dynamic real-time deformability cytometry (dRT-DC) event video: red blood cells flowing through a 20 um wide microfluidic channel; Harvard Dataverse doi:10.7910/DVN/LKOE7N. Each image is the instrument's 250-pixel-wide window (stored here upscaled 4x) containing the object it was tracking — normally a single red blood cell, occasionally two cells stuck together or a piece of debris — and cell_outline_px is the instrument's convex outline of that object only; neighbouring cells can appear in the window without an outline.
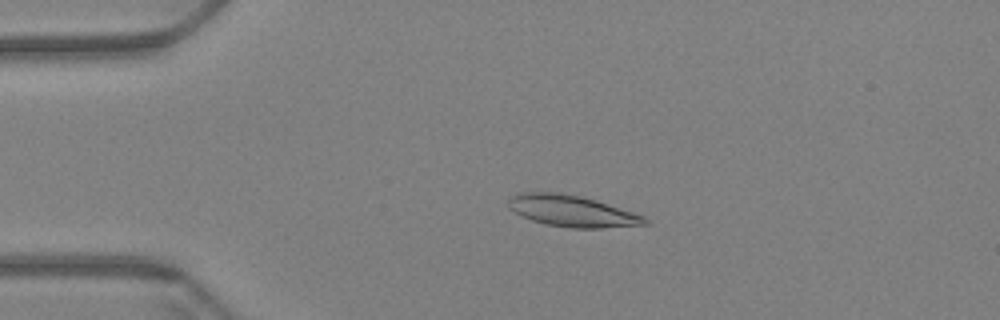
{"species": "Egyptian fruit bat (a non-hibernating species)", "species_latin": "Rousettus aegyptiacus", "temperature_condition": "warm", "stored_images_in_passage": 60, "camera_frame_rate_fps": 3000, "um_per_image_px": 0.085, "animal": {"sex": "female"}, "frame": {"image": 1, "passage_image": 13, "time_ms": 4.0, "image_size_px": [1000, 320], "cell_outline_px": [[648, 224], [600, 228], [568, 228], [544, 224], [532, 220], [508, 208], [508, 196], [516, 192], [560, 192], [580, 196], [596, 200], [644, 216], [648, 220]], "centroid_in_image_um": [48.56, 17.92], "position_along_channel_um": 36.4, "area_um2": 25.03}}
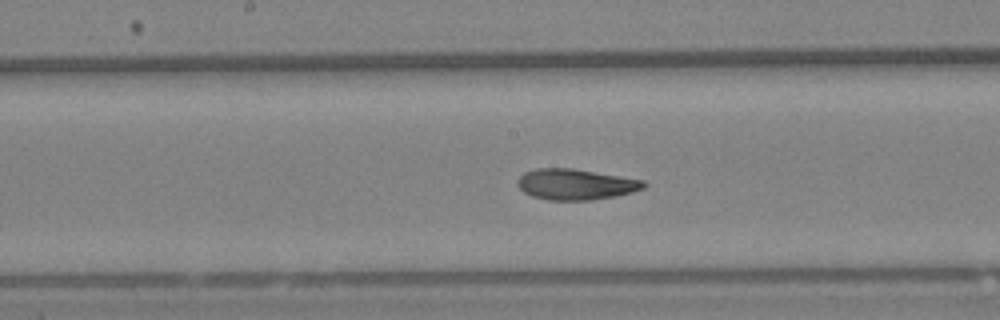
{"frame": {"image": 2, "passage_image": 31, "time_ms": 10.0, "image_size_px": [1000, 320], "cell_outline_px": [[648, 184], [644, 188], [632, 192], [616, 196], [592, 200], [548, 200], [532, 196], [524, 192], [516, 184], [516, 180], [524, 172], [536, 168], [572, 168], [644, 180]], "centroid_in_image_um": [48.92, 15.67], "position_along_channel_um": 199.3, "area_um2": 22.77}}
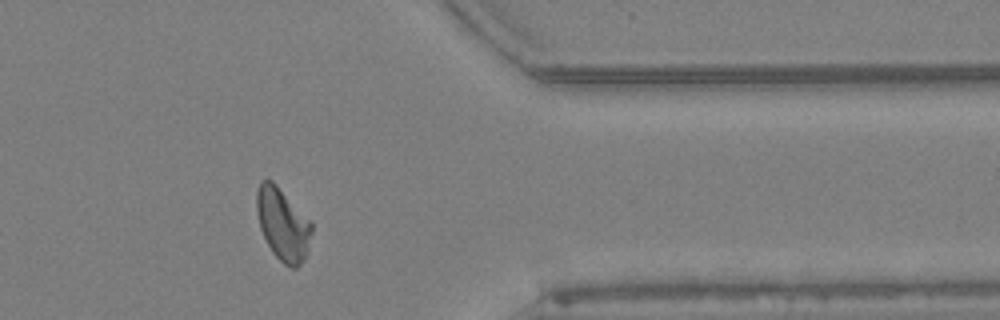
{"frame": {"image": 3, "passage_image": 49, "time_ms": 16.0, "image_size_px": [1000, 320], "cell_outline_px": [[312, 232], [308, 252], [300, 264], [296, 268], [292, 268], [284, 264], [272, 252], [260, 228], [256, 212], [256, 192], [260, 180], [272, 180], [312, 220]], "centroid_in_image_um": [24.05, 19.04], "position_along_channel_um": 387.3, "area_um2": 23.47}, "authors_computed_cell_mechanics": {"area_um2": 22.9177, "velocity_mm_per_s": 3.3866, "shape_relaxation_time_tau1_ms": 7.228, "shape_relaxation_time_tau2_ms": 2.7711, "deformation_change_tau1": 0.1996, "deformation_change_tau2": 0.0802}}